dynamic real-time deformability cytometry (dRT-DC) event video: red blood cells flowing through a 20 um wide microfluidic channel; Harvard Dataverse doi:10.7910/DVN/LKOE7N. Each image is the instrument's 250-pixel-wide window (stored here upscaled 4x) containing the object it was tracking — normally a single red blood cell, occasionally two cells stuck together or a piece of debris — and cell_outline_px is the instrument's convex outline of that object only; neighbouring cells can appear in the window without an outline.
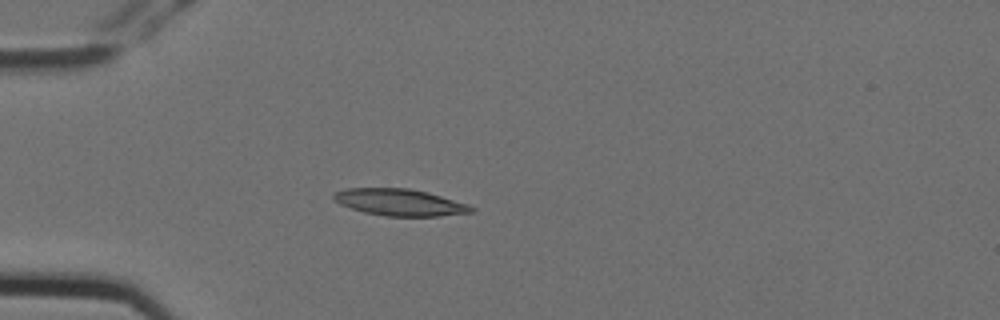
{"species": "Egyptian fruit bat (a non-hibernating species)", "species_latin": "Rousettus aegyptiacus", "temperature_condition": "cold", "stored_images_in_passage": 3, "camera_frame_rate_fps": 3000, "um_per_image_px": 0.085, "animal": {"sex": "female"}, "frame": {"image": 1, "passage_image": 2, "time_ms": 0.333, "image_size_px": [1000, 320], "cell_outline_px": [[476, 208], [472, 212], [440, 216], [388, 216], [364, 212], [340, 204], [332, 200], [332, 196], [336, 192], [344, 188], [408, 188], [428, 192], [468, 204]], "centroid_in_image_um": [33.97, 17.19], "position_along_channel_um": 51.0, "area_um2": 21.44}}